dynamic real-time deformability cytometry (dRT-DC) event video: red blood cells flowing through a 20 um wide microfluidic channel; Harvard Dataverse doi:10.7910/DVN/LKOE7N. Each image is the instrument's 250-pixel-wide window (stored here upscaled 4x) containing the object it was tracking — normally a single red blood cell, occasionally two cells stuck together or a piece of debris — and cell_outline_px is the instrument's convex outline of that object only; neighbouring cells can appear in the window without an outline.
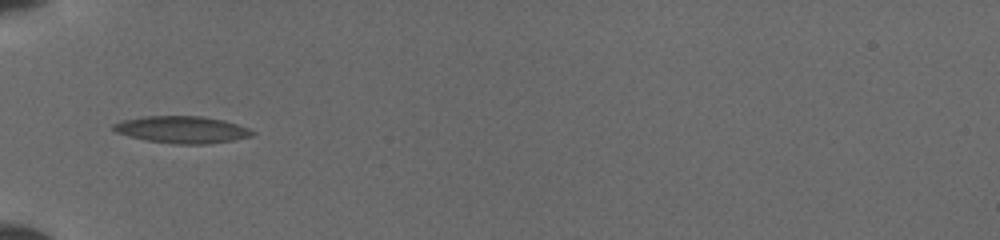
{"species": "common noctule bat (a hibernating species)", "species_latin": "Nyctalus noctula", "temperature_condition": "cold", "stored_images_in_passage": 14, "camera_frame_rate_fps": 3000, "um_per_image_px": 0.085, "animal": {"sex": "female", "body_mass_g": 19.5, "forearm_length_mm": 54.1}, "frame": {"image": 1, "passage_image": 1, "time_ms": 0.0, "image_size_px": [1000, 240], "cell_outline_px": [[256, 132], [252, 136], [232, 140], [204, 144], [176, 144], [148, 140], [128, 136], [116, 132], [112, 128], [112, 124], [120, 120], [144, 116], [204, 116], [224, 120], [248, 128]], "centroid_in_image_um": [15.45, 11.01], "position_along_channel_um": 69.6, "area_um2": 21.85}}
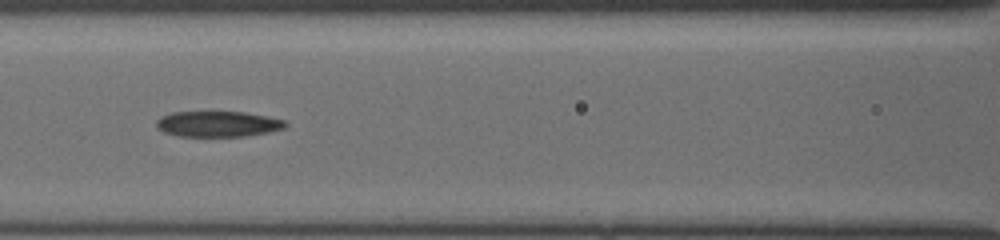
{"frame": {"image": 2, "passage_image": 8, "time_ms": 2.0, "image_size_px": [1000, 240], "cell_outline_px": [[288, 124], [284, 128], [268, 132], [248, 136], [180, 136], [164, 132], [156, 124], [156, 120], [160, 116], [172, 112], [244, 112], [268, 116], [284, 120]], "centroid_in_image_um": [18.54, 10.53], "position_along_channel_um": 148.1, "area_um2": 19.25}}
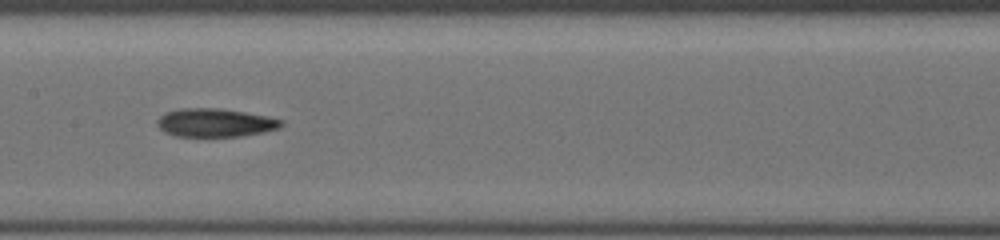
{"frame": {"image": 3, "passage_image": 13, "time_ms": 3.0, "image_size_px": [1000, 240], "cell_outline_px": [[284, 124], [280, 128], [264, 132], [240, 136], [176, 136], [164, 132], [156, 124], [156, 120], [164, 112], [180, 108], [220, 108], [268, 116], [284, 120]], "centroid_in_image_um": [18.29, 10.42], "position_along_channel_um": 189.1, "area_um2": 20.69}}